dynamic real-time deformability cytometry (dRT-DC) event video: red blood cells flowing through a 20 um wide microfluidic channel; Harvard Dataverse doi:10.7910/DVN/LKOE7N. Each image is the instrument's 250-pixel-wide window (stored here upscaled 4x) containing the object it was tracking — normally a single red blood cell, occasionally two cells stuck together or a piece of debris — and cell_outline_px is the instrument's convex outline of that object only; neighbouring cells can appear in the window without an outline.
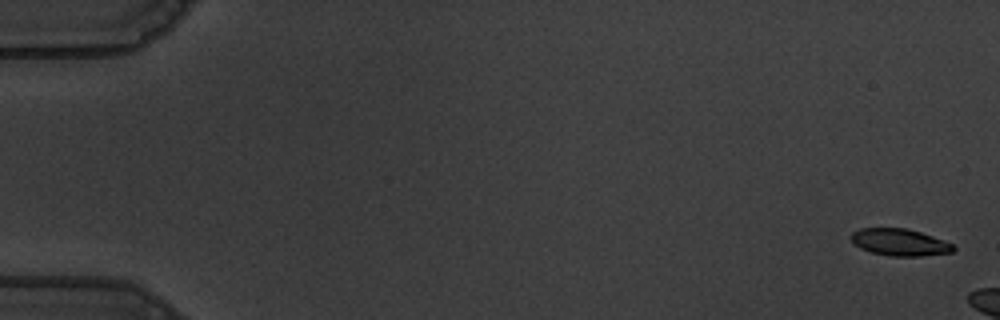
{"species": "common noctule bat (a hibernating species)", "species_latin": "Nyctalus noctula", "temperature_condition": "warm", "stored_images_in_passage": 6, "camera_frame_rate_fps": 3000, "um_per_image_px": 0.085, "animal": {"sex": "male", "body_mass_g": 19.5, "forearm_length_mm": 54.6}, "frame": {"image": 1, "passage_image": 1, "time_ms": 0.0, "image_size_px": [1000, 320], "cell_outline_px": [[956, 248], [952, 252], [920, 256], [888, 256], [872, 252], [860, 248], [848, 236], [852, 232], [860, 228], [904, 228], [920, 232], [932, 236], [952, 244]], "centroid_in_image_um": [76.44, 20.59], "position_along_channel_um": 8.6, "area_um2": 15.95}}